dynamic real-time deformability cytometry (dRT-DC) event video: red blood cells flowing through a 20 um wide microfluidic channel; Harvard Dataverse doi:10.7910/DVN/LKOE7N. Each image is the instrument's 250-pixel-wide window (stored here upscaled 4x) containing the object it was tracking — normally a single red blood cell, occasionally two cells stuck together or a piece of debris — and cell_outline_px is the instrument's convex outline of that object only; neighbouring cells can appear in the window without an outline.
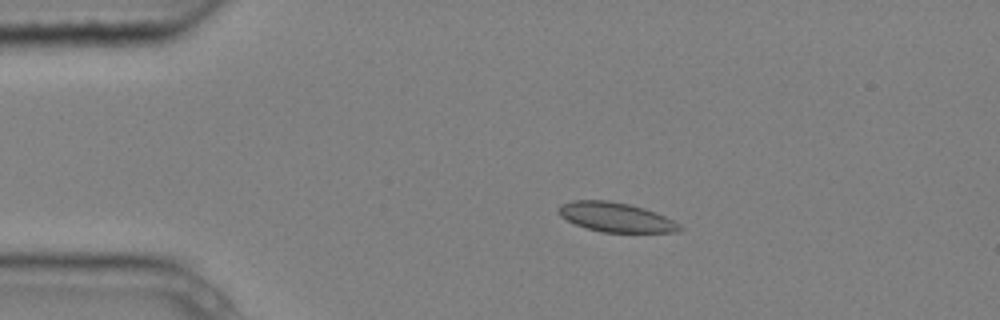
{"species": "common noctule bat (a hibernating species)", "species_latin": "Nyctalus noctula", "temperature_condition": "cold", "stored_images_in_passage": 3, "camera_frame_rate_fps": 3000, "um_per_image_px": 0.085, "animal": {"sex": "male", "body_mass_g": 20.4}, "frame": {"image": 1, "passage_image": 2, "time_ms": 0.333, "image_size_px": [1000, 320], "cell_outline_px": [[684, 228], [676, 232], [600, 232], [576, 224], [560, 216], [556, 212], [556, 208], [560, 204], [572, 200], [608, 200], [628, 204], [644, 208], [656, 212], [680, 224]], "centroid_in_image_um": [52.31, 18.45], "position_along_channel_um": 32.7, "area_um2": 20.81}}